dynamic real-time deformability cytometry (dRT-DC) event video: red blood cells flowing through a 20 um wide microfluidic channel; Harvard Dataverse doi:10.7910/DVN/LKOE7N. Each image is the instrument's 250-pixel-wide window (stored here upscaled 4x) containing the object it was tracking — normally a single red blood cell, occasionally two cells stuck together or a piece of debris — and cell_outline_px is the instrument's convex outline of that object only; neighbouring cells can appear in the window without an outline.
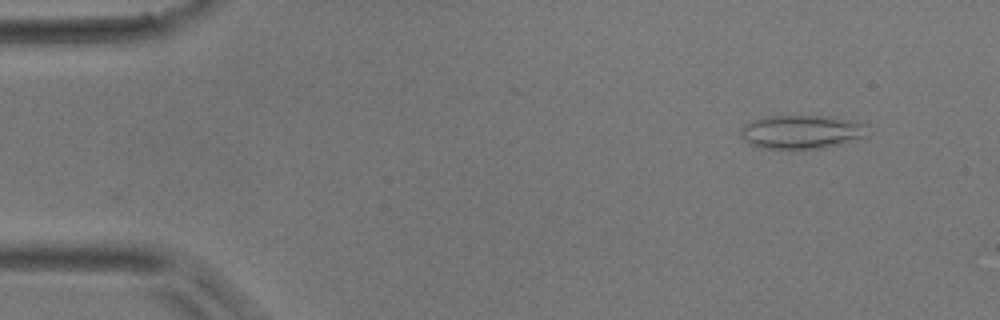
{"species": "common noctule bat (a hibernating species)", "species_latin": "Nyctalus noctula", "temperature_condition": "room temperature", "stored_images_in_passage": 6, "camera_frame_rate_fps": 3000, "um_per_image_px": 0.085, "animal": {"sex": "male", "body_mass_g": 17.9}, "frame": {"image": 1, "passage_image": 1, "time_ms": 0.0, "image_size_px": [1000, 320], "cell_outline_px": [[868, 136], [824, 148], [760, 148], [744, 140], [740, 136], [740, 128], [744, 124], [752, 120], [768, 116], [836, 116], [868, 124]], "centroid_in_image_um": [68.16, 11.19], "position_along_channel_um": 16.8, "area_um2": 25.14}}